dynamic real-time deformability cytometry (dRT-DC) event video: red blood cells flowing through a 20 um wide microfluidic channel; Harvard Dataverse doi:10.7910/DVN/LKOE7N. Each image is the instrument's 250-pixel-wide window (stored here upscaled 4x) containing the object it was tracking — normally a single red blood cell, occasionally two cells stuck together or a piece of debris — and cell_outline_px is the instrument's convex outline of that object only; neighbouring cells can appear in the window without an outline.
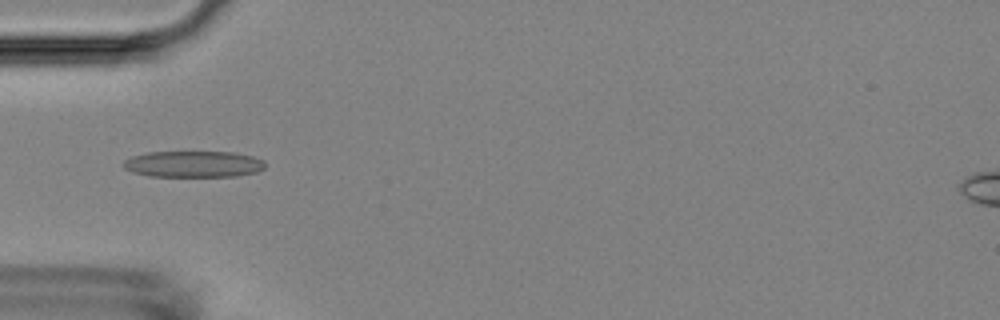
{"species": "Egyptian fruit bat (a non-hibernating species)", "species_latin": "Rousettus aegyptiacus", "temperature_condition": "room temperature", "stored_images_in_passage": 55, "camera_frame_rate_fps": 3000, "um_per_image_px": 0.085, "animal": {"sex": "female"}, "frame": {"image": 1, "passage_image": 18, "time_ms": 5.667, "image_size_px": [1000, 320], "cell_outline_px": [[264, 168], [256, 172], [236, 176], [148, 176], [132, 172], [124, 168], [120, 164], [124, 160], [132, 156], [148, 152], [236, 152], [252, 156], [264, 160]], "centroid_in_image_um": [16.41, 13.94], "position_along_channel_um": 68.6, "area_um2": 21.85}}
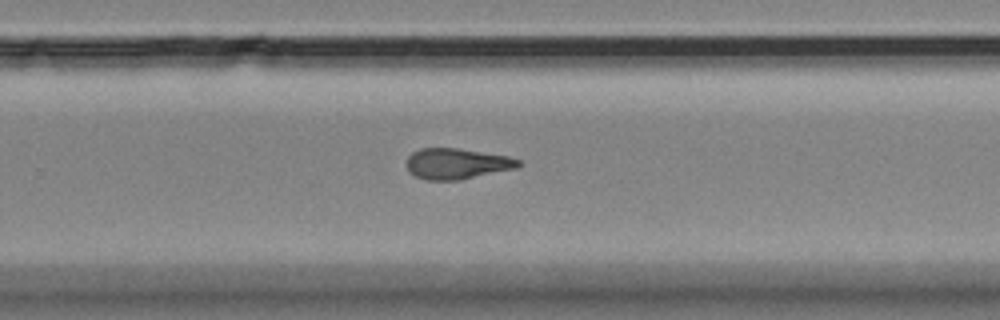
{"frame": {"image": 2, "passage_image": 36, "time_ms": 11.667, "image_size_px": [1000, 320], "cell_outline_px": [[524, 164], [516, 168], [456, 180], [428, 180], [416, 176], [408, 172], [404, 164], [408, 156], [412, 152], [420, 148], [456, 148], [508, 156], [520, 160]], "centroid_in_image_um": [38.78, 13.9], "position_along_channel_um": 291.0, "area_um2": 20.06}}
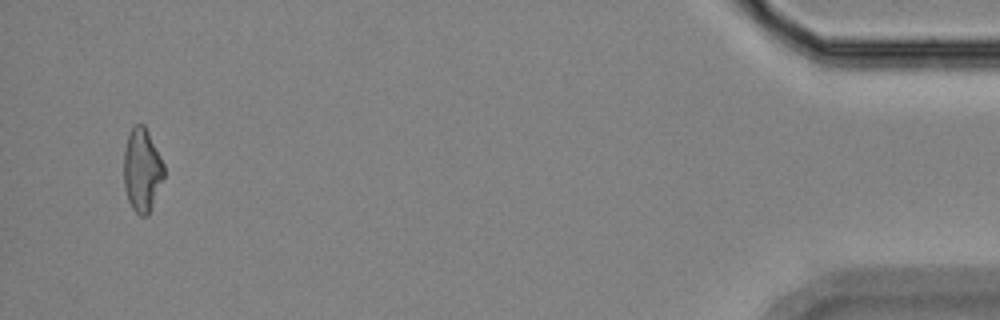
{"frame": {"image": 3, "passage_image": 53, "time_ms": 17.333, "image_size_px": [1000, 320], "cell_outline_px": [[164, 176], [148, 216], [140, 216], [132, 208], [128, 200], [124, 188], [124, 148], [128, 136], [132, 128], [136, 124], [144, 124], [164, 164]], "centroid_in_image_um": [12.06, 14.47], "position_along_channel_um": 423.1, "area_um2": 19.36}, "authors_computed_cell_mechanics": {"area_um2": 20.3456, "velocity_mm_per_s": 3.6957, "shape_relaxation_time_tau1_ms": null, "shape_relaxation_time_tau2_ms": 3.2209, "deformation_change_tau1": null, "deformation_change_tau2": 0.1176}}